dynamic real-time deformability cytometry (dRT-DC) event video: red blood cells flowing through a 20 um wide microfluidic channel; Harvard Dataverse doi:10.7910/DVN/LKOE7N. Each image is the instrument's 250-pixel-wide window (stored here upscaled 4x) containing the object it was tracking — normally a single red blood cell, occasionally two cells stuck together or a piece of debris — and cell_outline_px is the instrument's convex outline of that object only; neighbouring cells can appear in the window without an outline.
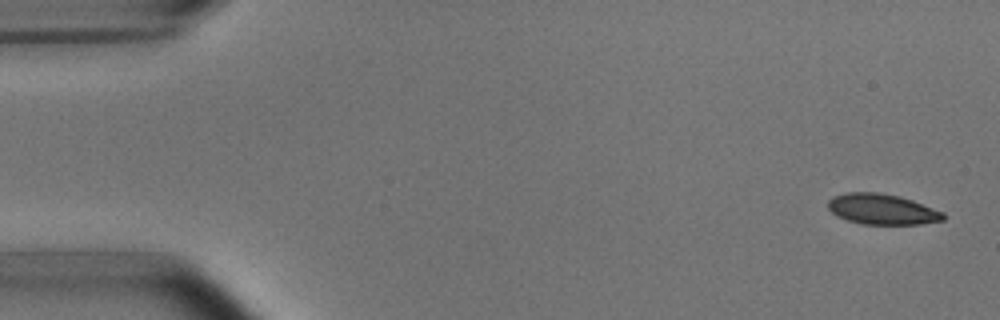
{"species": "common noctule bat (a hibernating species)", "species_latin": "Nyctalus noctula", "temperature_condition": "room temperature", "stored_images_in_passage": 5, "camera_frame_rate_fps": 3000, "um_per_image_px": 0.085, "animal": {"sex": "male", "body_mass_g": 15.6}, "frame": {"image": 1, "passage_image": 1, "time_ms": 0.0, "image_size_px": [1000, 320], "cell_outline_px": [[944, 220], [920, 224], [864, 224], [848, 220], [836, 216], [828, 208], [828, 200], [832, 196], [848, 192], [876, 192], [900, 196], [912, 200], [944, 212]], "centroid_in_image_um": [74.96, 17.78], "position_along_channel_um": 10.0, "area_um2": 20.52}}
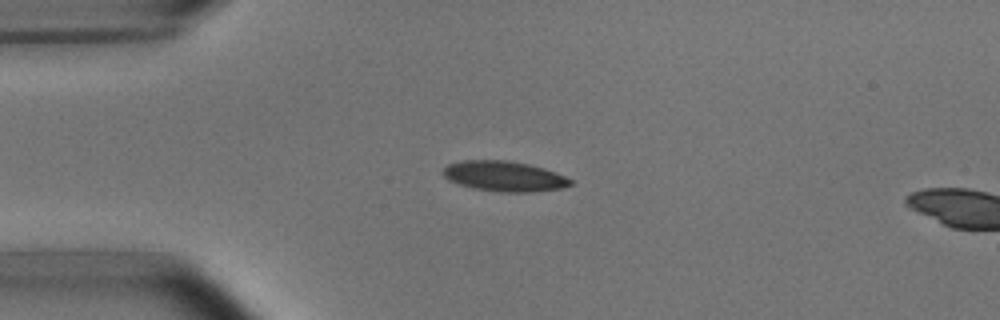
{"frame": {"image": 2, "passage_image": 4, "time_ms": 3.667, "image_size_px": [1000, 320], "cell_outline_px": [[572, 184], [560, 188], [532, 192], [500, 192], [476, 188], [460, 184], [448, 180], [444, 176], [444, 168], [448, 164], [460, 160], [508, 160], [528, 164], [544, 168], [556, 172], [572, 180]], "centroid_in_image_um": [42.86, 14.97], "position_along_channel_um": 42.1, "area_um2": 22.31}}